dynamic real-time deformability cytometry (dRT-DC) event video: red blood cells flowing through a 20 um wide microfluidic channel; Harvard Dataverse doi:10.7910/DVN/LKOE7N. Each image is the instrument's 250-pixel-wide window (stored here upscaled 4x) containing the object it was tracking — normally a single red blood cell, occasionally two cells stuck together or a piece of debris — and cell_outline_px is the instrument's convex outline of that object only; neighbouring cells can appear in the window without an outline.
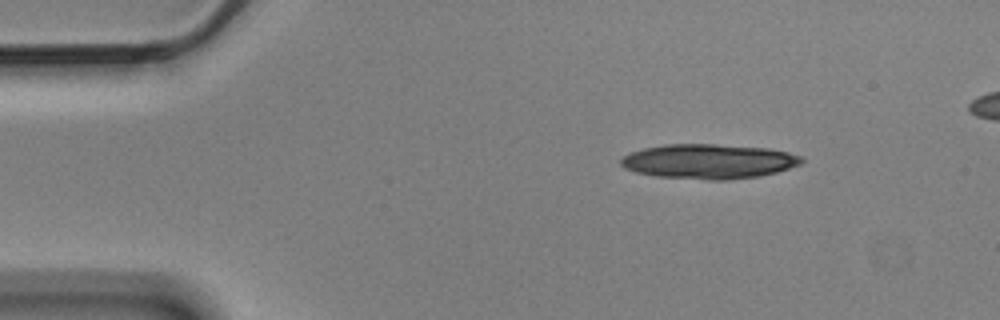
{"species": "Egyptian fruit bat (a non-hibernating species)", "species_latin": "Rousettus aegyptiacus", "temperature_condition": "cold", "stored_images_in_passage": 4, "camera_frame_rate_fps": 3000, "um_per_image_px": 0.085, "animal": {"sex": "male"}, "frame": {"image": 1, "passage_image": 1, "time_ms": 0.0, "image_size_px": [1000, 320], "cell_outline_px": [[804, 160], [800, 164], [776, 172], [760, 176], [728, 180], [708, 180], [656, 176], [636, 172], [624, 168], [620, 164], [620, 160], [624, 156], [632, 152], [644, 148], [664, 144], [716, 144], [768, 148], [788, 152], [804, 156]], "centroid_in_image_um": [60.26, 13.72], "position_along_channel_um": 24.7, "area_um2": 36.65}}